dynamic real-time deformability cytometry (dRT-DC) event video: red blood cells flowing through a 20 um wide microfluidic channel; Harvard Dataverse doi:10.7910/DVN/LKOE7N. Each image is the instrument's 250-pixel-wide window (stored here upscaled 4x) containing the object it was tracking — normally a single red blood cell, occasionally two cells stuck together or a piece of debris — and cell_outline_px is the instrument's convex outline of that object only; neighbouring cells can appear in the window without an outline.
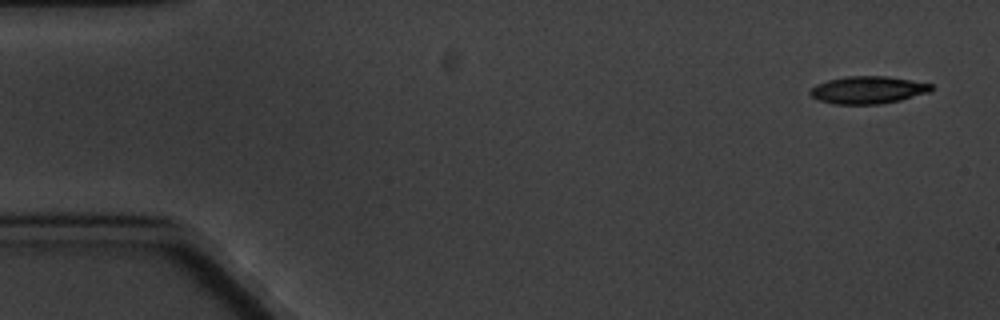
{"species": "common noctule bat (a hibernating species)", "species_latin": "Nyctalus noctula", "temperature_condition": "cold", "stored_images_in_passage": 5, "camera_frame_rate_fps": 3000, "um_per_image_px": 0.085, "animal": {"sex": "male", "body_mass_g": 20.1, "forearm_length_mm": 53.5}, "frame": {"image": 1, "passage_image": 1, "time_ms": 0.0, "image_size_px": [1000, 320], "cell_outline_px": [[932, 92], [900, 100], [880, 104], [832, 104], [820, 100], [812, 96], [808, 92], [816, 84], [828, 80], [848, 76], [888, 76], [932, 84]], "centroid_in_image_um": [73.79, 7.65], "position_along_channel_um": 11.2, "area_um2": 19.36}}
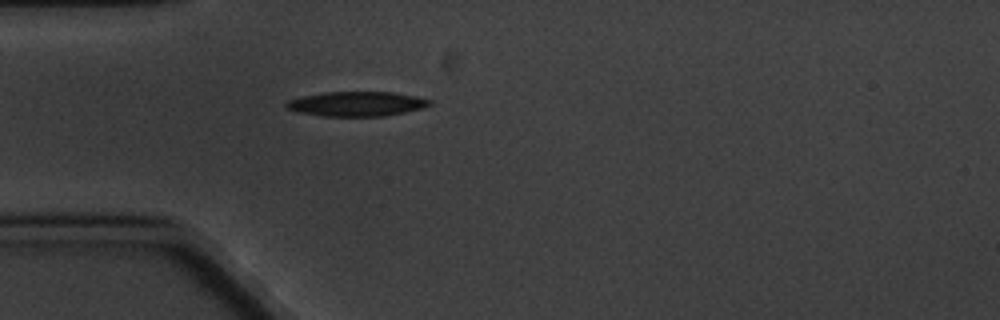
{"frame": {"image": 2, "passage_image": 5, "time_ms": 4.667, "image_size_px": [1000, 320], "cell_outline_px": [[432, 104], [424, 108], [384, 116], [324, 116], [296, 112], [288, 108], [284, 104], [288, 100], [300, 96], [324, 92], [392, 92], [416, 96], [432, 100]], "centroid_in_image_um": [30.31, 8.82], "position_along_channel_um": 54.7, "area_um2": 20.69}}